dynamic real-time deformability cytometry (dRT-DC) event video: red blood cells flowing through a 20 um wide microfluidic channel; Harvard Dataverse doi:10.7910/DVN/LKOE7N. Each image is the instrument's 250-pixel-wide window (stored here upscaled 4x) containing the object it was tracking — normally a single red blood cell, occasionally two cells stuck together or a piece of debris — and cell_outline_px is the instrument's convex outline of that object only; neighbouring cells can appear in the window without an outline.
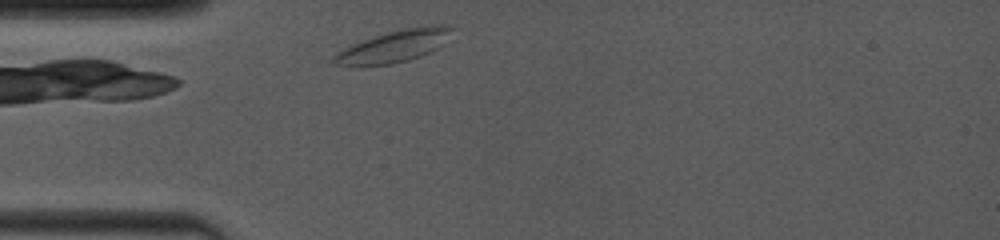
{"species": "common noctule bat (a hibernating species)", "species_latin": "Nyctalus noctula", "temperature_condition": "room temperature", "stored_images_in_passage": 17, "camera_frame_rate_fps": 4000, "um_per_image_px": 0.085, "animal": {"sex": "female", "body_mass_g": 19.0, "forearm_length_mm": 53.3}, "frame": {"image": 1, "passage_image": 2, "time_ms": 0.25, "image_size_px": [1000, 240], "cell_outline_px": [[452, 28], [444, 44], [420, 56], [408, 60], [392, 64], [360, 68], [332, 64], [328, 60], [336, 52], [352, 44], [388, 32], [408, 28], [436, 24], [440, 24]], "centroid_in_image_um": [33.36, 3.99], "position_along_channel_um": 51.6, "area_um2": 22.14}}
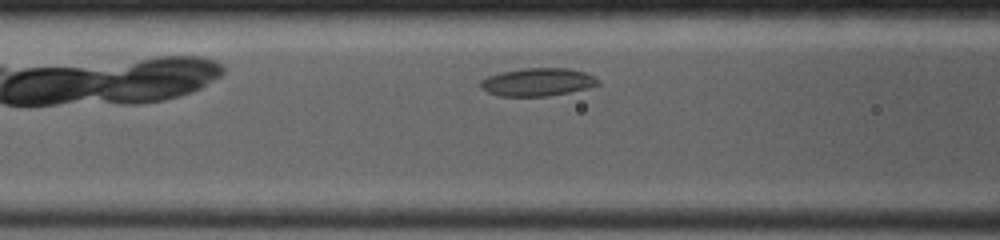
{"frame": {"image": 2, "passage_image": 10, "time_ms": 2.25, "image_size_px": [1000, 240], "cell_outline_px": [[600, 84], [588, 88], [548, 96], [500, 96], [488, 92], [480, 88], [480, 80], [488, 76], [500, 72], [520, 68], [568, 68], [584, 72], [600, 80]], "centroid_in_image_um": [45.67, 6.97], "position_along_channel_um": 120.9, "area_um2": 19.19}}
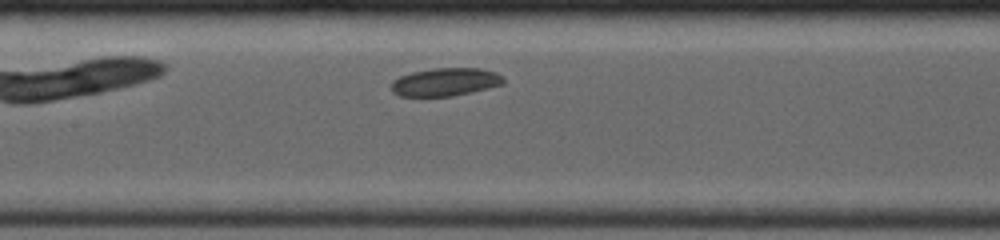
{"frame": {"image": 3, "passage_image": 16, "time_ms": 3.5, "image_size_px": [1000, 240], "cell_outline_px": [[504, 84], [488, 88], [452, 96], [400, 96], [392, 92], [392, 80], [400, 76], [412, 72], [432, 68], [480, 68], [496, 72], [504, 80]], "centroid_in_image_um": [37.84, 6.96], "position_along_channel_um": 169.6, "area_um2": 18.26}}